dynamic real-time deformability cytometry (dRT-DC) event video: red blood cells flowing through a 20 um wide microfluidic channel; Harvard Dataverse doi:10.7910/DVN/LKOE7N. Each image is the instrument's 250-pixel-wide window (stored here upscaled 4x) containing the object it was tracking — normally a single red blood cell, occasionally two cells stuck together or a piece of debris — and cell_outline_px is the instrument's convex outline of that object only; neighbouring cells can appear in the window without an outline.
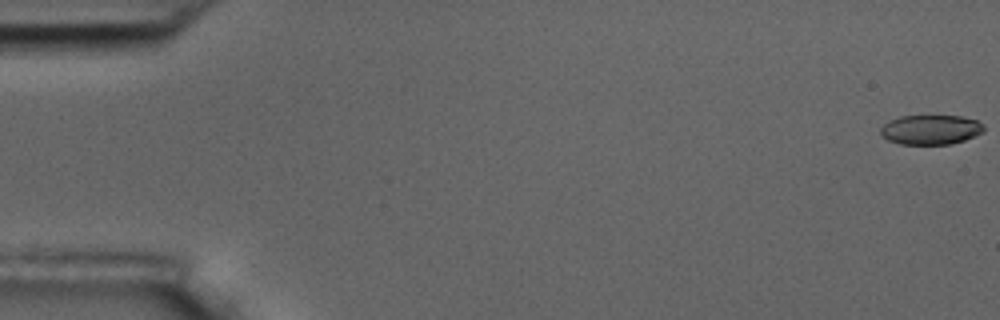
{"species": "common noctule bat (a hibernating species)", "species_latin": "Nyctalus noctula", "temperature_condition": "room temperature", "stored_images_in_passage": 57, "camera_frame_rate_fps": 3000, "um_per_image_px": 0.085, "animal": {"sex": "male", "body_mass_g": 17.5, "forearm_length_mm": 52.3}, "frame": {"image": 1, "passage_image": 1, "time_ms": 0.0, "image_size_px": [1000, 320], "cell_outline_px": [[984, 132], [964, 140], [952, 144], [900, 144], [888, 140], [880, 132], [880, 128], [884, 124], [900, 116], [960, 116], [976, 120], [984, 124]], "centroid_in_image_um": [79.14, 11.02], "position_along_channel_um": 5.9, "area_um2": 17.74}}
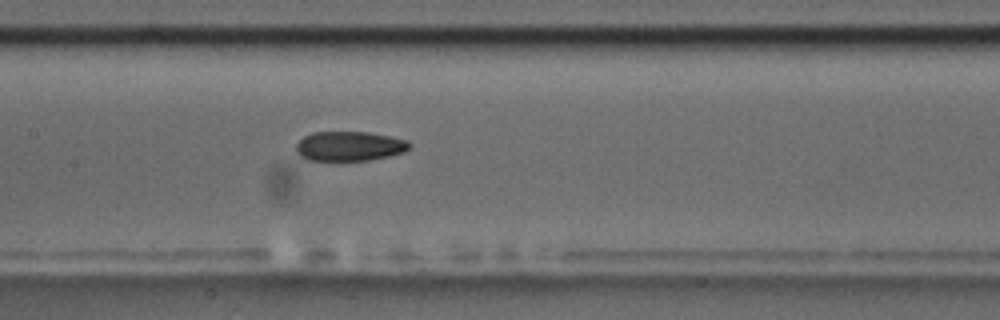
{"frame": {"image": 2, "passage_image": 28, "time_ms": 9.0, "image_size_px": [1000, 320], "cell_outline_px": [[412, 144], [404, 152], [388, 156], [368, 160], [308, 160], [300, 156], [296, 152], [296, 144], [304, 136], [312, 132], [368, 132], [408, 140]], "centroid_in_image_um": [29.69, 12.42], "position_along_channel_um": 177.7, "area_um2": 19.48}}
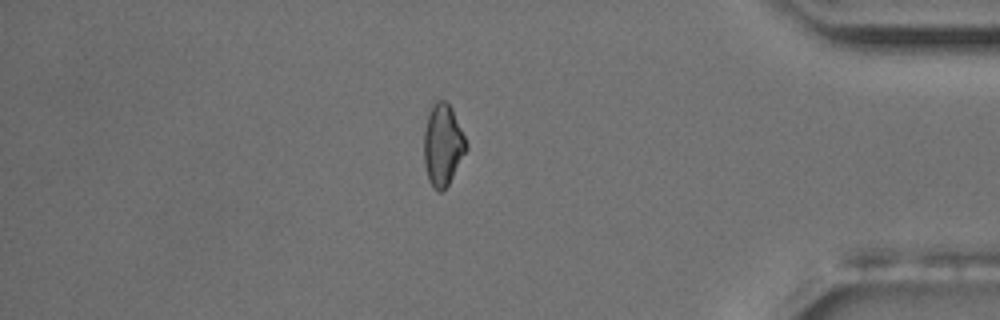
{"frame": {"image": 3, "passage_image": 49, "time_ms": 16.0, "image_size_px": [1000, 320], "cell_outline_px": [[468, 148], [448, 184], [440, 192], [432, 188], [428, 180], [424, 164], [424, 132], [428, 112], [432, 104], [436, 100], [444, 100], [452, 108], [468, 144]], "centroid_in_image_um": [37.62, 12.31], "position_along_channel_um": 397.6, "area_um2": 20.17}, "authors_computed_cell_mechanics": {"area_um2": 19.941, "velocity_mm_per_s": 3.6091, "shape_relaxation_time_tau1_ms": null, "shape_relaxation_time_tau2_ms": 4.2347, "deformation_change_tau1": null, "deformation_change_tau2": 0.098}}